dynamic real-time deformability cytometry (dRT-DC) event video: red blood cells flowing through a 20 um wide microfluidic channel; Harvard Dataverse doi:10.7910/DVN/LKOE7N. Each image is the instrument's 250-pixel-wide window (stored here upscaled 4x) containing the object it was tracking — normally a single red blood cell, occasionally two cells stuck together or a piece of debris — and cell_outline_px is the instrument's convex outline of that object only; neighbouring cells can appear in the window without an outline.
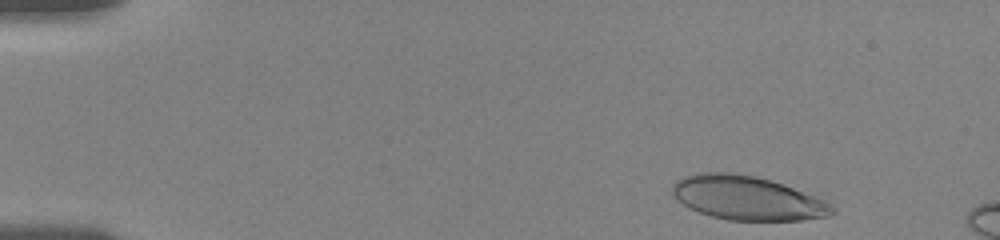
{"species": "human", "species_latin": "Homo sapiens", "temperature_condition": "room temperature", "stored_images_in_passage": 10, "camera_frame_rate_fps": 3000, "um_per_image_px": 0.085, "donor": {"sex": "female"}, "frame": {"image": 1, "passage_image": 2, "time_ms": 0.333, "image_size_px": [1000, 240], "cell_outline_px": [[836, 212], [828, 216], [800, 220], [728, 220], [712, 216], [688, 208], [672, 196], [672, 184], [676, 180], [684, 176], [700, 172], [728, 172], [752, 176], [768, 180], [792, 188], [824, 200], [836, 208]], "centroid_in_image_um": [63.46, 16.84], "position_along_channel_um": 21.5, "area_um2": 40.58}}